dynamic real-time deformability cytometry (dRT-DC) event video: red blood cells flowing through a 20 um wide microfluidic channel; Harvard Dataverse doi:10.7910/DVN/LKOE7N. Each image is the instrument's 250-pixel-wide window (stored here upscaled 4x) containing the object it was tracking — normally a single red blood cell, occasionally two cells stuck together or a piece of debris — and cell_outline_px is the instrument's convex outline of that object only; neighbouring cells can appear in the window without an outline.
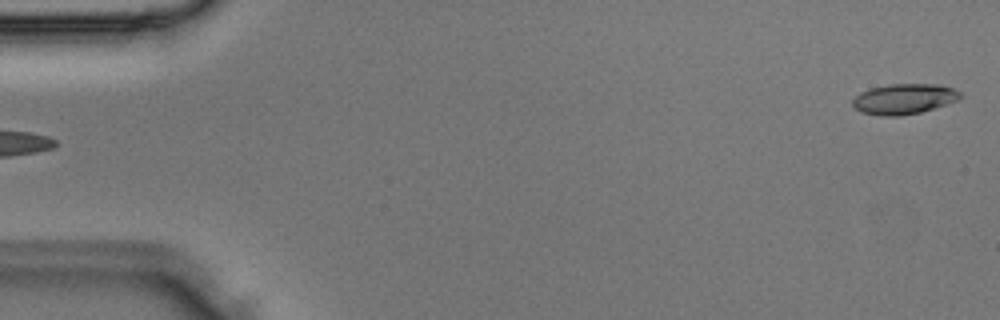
{"species": "Egyptian fruit bat (a non-hibernating species)", "species_latin": "Rousettus aegyptiacus", "temperature_condition": "room temperature", "stored_images_in_passage": 4, "segment_of_instrument_passage": [2, 2], "camera_frame_rate_fps": 3000, "um_per_image_px": 0.085, "animal": {"sex": "male"}, "frame": {"image": 1, "passage_image": 4, "time_ms": 1.0, "image_size_px": [1000, 320], "cell_outline_px": [[964, 96], [960, 100], [920, 112], [900, 116], [880, 116], [860, 112], [852, 104], [852, 100], [860, 92], [872, 88], [888, 84], [940, 84], [952, 88], [960, 92]], "centroid_in_image_um": [76.86, 8.41], "position_along_channel_um": 8.1, "area_um2": 19.19}}